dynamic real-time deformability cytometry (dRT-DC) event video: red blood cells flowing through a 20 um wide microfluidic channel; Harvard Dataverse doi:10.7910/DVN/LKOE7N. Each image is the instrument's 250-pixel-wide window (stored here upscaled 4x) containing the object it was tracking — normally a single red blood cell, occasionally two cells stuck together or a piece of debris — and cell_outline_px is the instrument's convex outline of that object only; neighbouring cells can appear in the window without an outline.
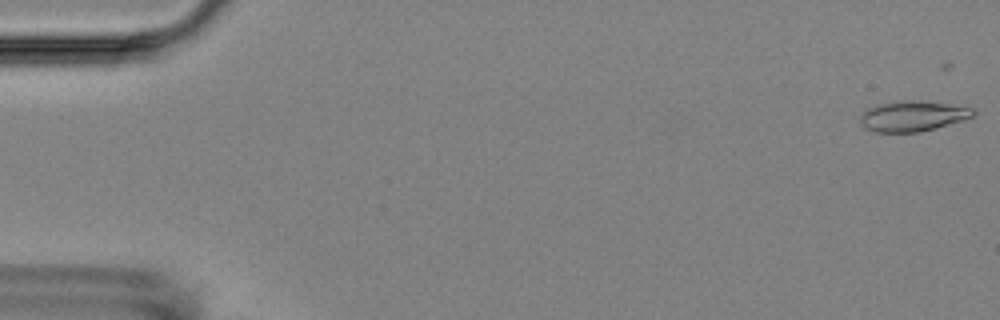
{"species": "Egyptian fruit bat (a non-hibernating species)", "species_latin": "Rousettus aegyptiacus", "temperature_condition": "room temperature", "stored_images_in_passage": 5, "camera_frame_rate_fps": 3000, "um_per_image_px": 0.085, "animal": {"sex": "female"}, "frame": {"image": 1, "passage_image": 1, "time_ms": 0.0, "image_size_px": [1000, 320], "cell_outline_px": [[976, 112], [972, 116], [964, 120], [936, 128], [920, 132], [872, 132], [864, 128], [860, 124], [860, 116], [868, 108], [880, 104], [900, 100], [920, 100], [948, 104], [972, 108]], "centroid_in_image_um": [77.56, 9.87], "position_along_channel_um": 7.4, "area_um2": 20.11}}